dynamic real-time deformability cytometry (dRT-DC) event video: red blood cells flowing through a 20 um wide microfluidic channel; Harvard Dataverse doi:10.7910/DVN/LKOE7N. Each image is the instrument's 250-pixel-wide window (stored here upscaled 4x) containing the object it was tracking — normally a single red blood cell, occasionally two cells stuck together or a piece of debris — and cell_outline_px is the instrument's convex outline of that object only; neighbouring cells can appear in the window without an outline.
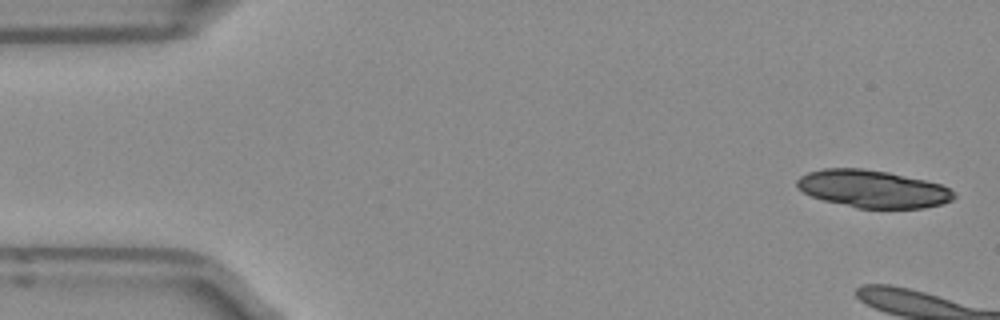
{"species": "Egyptian fruit bat (a non-hibernating species)", "species_latin": "Rousettus aegyptiacus", "temperature_condition": "room temperature", "stored_images_in_passage": 9, "camera_frame_rate_fps": 3000, "um_per_image_px": 0.085, "frame": {"image": 1, "passage_image": 1, "time_ms": 0.0, "image_size_px": [1000, 320], "cell_outline_px": [[956, 196], [952, 200], [940, 204], [924, 208], [856, 208], [824, 200], [812, 196], [796, 188], [796, 180], [800, 176], [808, 172], [824, 168], [864, 168], [888, 172], [924, 180], [940, 184], [956, 192]], "centroid_in_image_um": [74.17, 16.05], "position_along_channel_um": 10.8, "area_um2": 34.33}}